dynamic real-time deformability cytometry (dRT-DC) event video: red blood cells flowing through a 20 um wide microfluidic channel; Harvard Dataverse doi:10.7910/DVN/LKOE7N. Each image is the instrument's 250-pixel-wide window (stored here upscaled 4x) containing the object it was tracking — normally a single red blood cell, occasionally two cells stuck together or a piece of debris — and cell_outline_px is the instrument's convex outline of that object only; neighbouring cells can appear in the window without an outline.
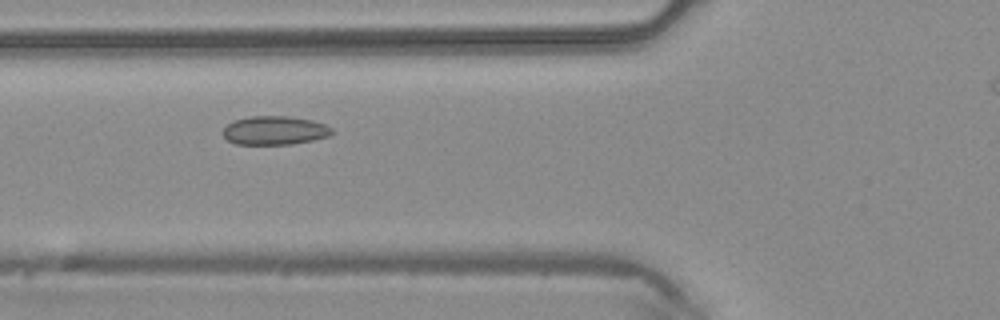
{"species": "common noctule bat (a hibernating species)", "species_latin": "Nyctalus noctula", "temperature_condition": "warm", "stored_images_in_passage": 4, "camera_frame_rate_fps": 3000, "um_per_image_px": 0.085, "animal": {"sex": "male", "body_mass_g": 20.4}, "frame": {"image": 1, "passage_image": 3, "time_ms": 0.667, "image_size_px": [1000, 320], "cell_outline_px": [[332, 132], [328, 136], [312, 140], [292, 144], [236, 144], [228, 140], [224, 136], [224, 128], [228, 124], [236, 120], [248, 116], [288, 116], [312, 120], [324, 124], [332, 128]], "centroid_in_image_um": [23.35, 11.08], "position_along_channel_um": 102.5, "area_um2": 18.03}}
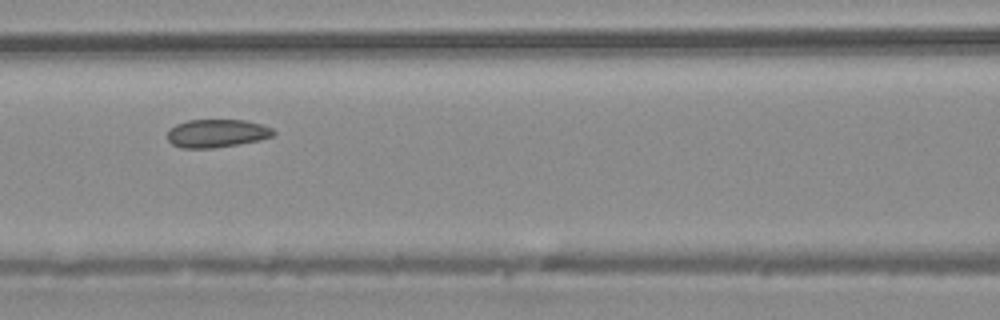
{"frame": {"image": 2, "passage_image": 4, "time_ms": 1.0, "image_size_px": [1000, 320], "cell_outline_px": [[276, 132], [272, 136], [260, 140], [240, 144], [212, 148], [180, 148], [172, 144], [168, 140], [168, 128], [176, 124], [188, 120], [244, 120], [260, 124], [272, 128]], "centroid_in_image_um": [18.41, 11.33], "position_along_channel_um": 148.2, "area_um2": 17.46}}